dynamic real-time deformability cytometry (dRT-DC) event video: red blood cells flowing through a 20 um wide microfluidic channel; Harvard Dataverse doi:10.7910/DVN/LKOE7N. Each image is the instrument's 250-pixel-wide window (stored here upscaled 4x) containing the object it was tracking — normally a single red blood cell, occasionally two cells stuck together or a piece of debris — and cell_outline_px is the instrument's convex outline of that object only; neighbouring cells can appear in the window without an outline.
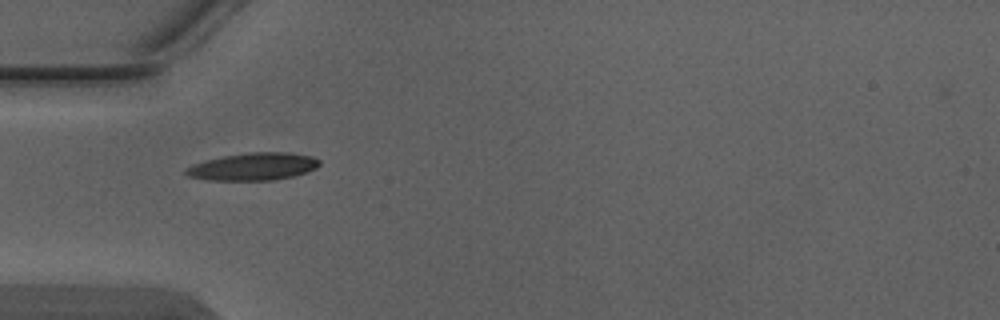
{"species": "Egyptian fruit bat (a non-hibernating species)", "species_latin": "Rousettus aegyptiacus", "temperature_condition": "warm", "stored_images_in_passage": 2, "camera_frame_rate_fps": 3000, "um_per_image_px": 0.085, "animal": {"sex": "male"}, "frame": {"image": 1, "passage_image": 1, "time_ms": 0.0, "image_size_px": [1000, 320], "cell_outline_px": [[320, 164], [316, 168], [292, 176], [272, 180], [208, 180], [188, 176], [184, 172], [184, 168], [192, 164], [224, 156], [248, 152], [288, 152], [312, 156], [320, 160]], "centroid_in_image_um": [21.51, 14.15], "position_along_channel_um": 63.5, "area_um2": 21.27}}
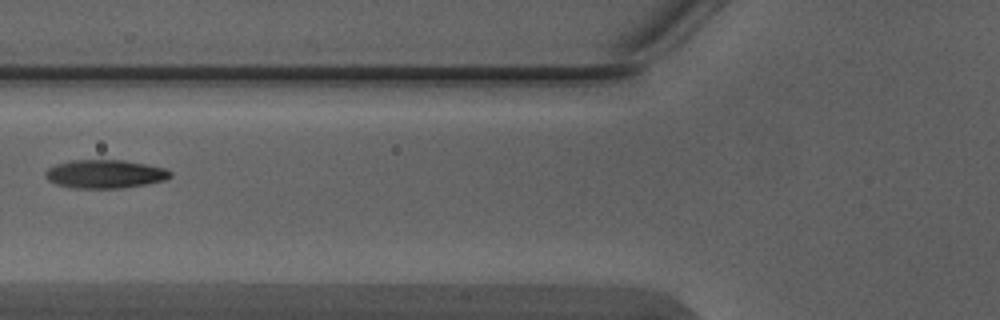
{"frame": {"image": 2, "passage_image": 2, "time_ms": 0.333, "image_size_px": [1000, 320], "cell_outline_px": [[172, 176], [164, 180], [148, 184], [124, 188], [72, 188], [56, 184], [48, 180], [44, 176], [44, 172], [48, 168], [56, 164], [72, 160], [124, 160], [148, 164], [164, 168], [172, 172]], "centroid_in_image_um": [8.92, 14.79], "position_along_channel_um": 116.9, "area_um2": 20.92}}